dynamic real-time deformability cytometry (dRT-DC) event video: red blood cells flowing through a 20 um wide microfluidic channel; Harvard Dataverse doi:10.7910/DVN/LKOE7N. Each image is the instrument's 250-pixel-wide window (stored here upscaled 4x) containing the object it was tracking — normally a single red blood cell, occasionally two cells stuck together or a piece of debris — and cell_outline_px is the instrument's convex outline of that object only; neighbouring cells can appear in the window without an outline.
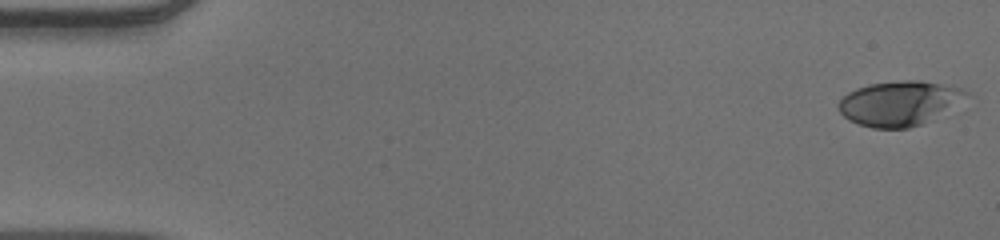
{"species": "human", "species_latin": "Homo sapiens", "temperature_condition": "warm", "stored_images_in_passage": 52, "camera_frame_rate_fps": 3000, "um_per_image_px": 0.085, "donor": {"sex": "male"}, "frame": {"image": 1, "passage_image": 1, "time_ms": 0.0, "image_size_px": [1000, 240], "cell_outline_px": [[972, 96], [932, 120], [908, 128], [872, 128], [848, 120], [840, 112], [840, 100], [848, 92], [856, 88], [868, 84], [900, 80], [920, 80], [960, 88], [968, 92]], "centroid_in_image_um": [76.49, 8.77], "position_along_channel_um": 8.5, "area_um2": 33.29}}
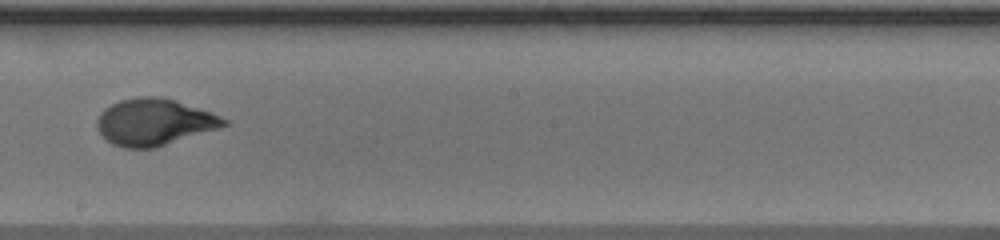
{"frame": {"image": 2, "passage_image": 30, "time_ms": 9.667, "image_size_px": [1000, 240], "cell_outline_px": [[228, 124], [156, 148], [124, 148], [112, 144], [96, 128], [96, 120], [100, 112], [104, 108], [120, 100], [136, 96], [160, 96], [176, 100], [212, 112], [228, 120]], "centroid_in_image_um": [13.07, 10.36], "position_along_channel_um": 235.1, "area_um2": 34.51}}
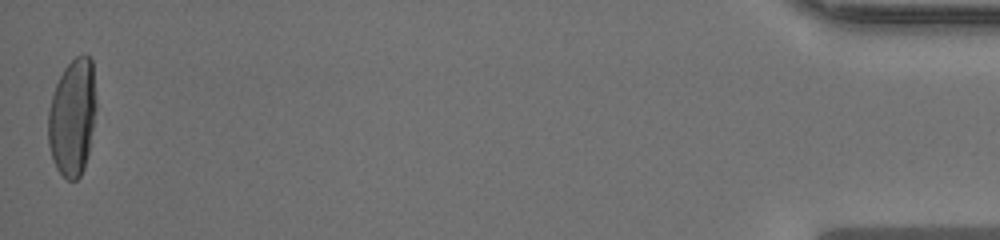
{"frame": {"image": 3, "passage_image": 52, "time_ms": 17.0, "image_size_px": [1000, 240], "cell_outline_px": [[96, 108], [88, 152], [84, 168], [80, 176], [76, 180], [68, 180], [56, 168], [52, 160], [48, 144], [48, 112], [52, 96], [56, 84], [64, 68], [76, 56], [84, 52], [92, 60], [96, 100]], "centroid_in_image_um": [6.15, 9.95], "position_along_channel_um": 429.0, "area_um2": 32.83}, "authors_computed_cell_mechanics": {"area_um2": 33.0905, "velocity_mm_per_s": 3.9241, "shape_relaxation_time_tau1_ms": 5.1675, "shape_relaxation_time_tau2_ms": null, "deformation_change_tau1": 0.2521, "deformation_change_tau2": null}}